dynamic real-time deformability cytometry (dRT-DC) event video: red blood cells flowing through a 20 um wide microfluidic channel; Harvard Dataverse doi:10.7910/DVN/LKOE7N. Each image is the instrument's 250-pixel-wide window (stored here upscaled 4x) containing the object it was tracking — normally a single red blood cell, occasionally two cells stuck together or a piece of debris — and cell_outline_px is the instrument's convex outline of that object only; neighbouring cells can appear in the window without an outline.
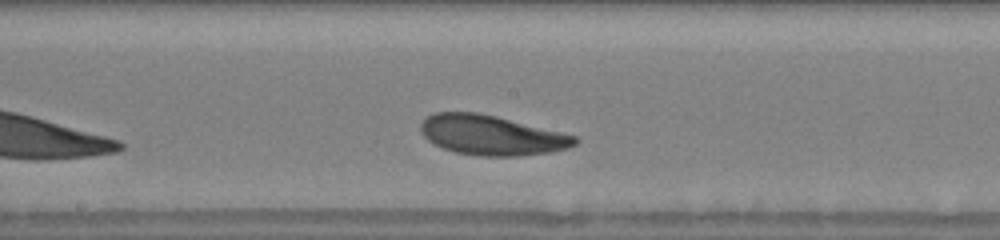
{"species": "human", "species_latin": "Homo sapiens", "temperature_condition": "warm", "stored_images_in_passage": 29, "camera_frame_rate_fps": 3000, "um_per_image_px": 0.085, "donor": {"sex": "male"}, "frame": {"image": 1, "passage_image": 13, "time_ms": 4.0, "image_size_px": [1000, 240], "cell_outline_px": [[580, 140], [576, 144], [568, 148], [548, 152], [520, 156], [480, 156], [456, 152], [444, 148], [428, 140], [420, 132], [420, 124], [428, 116], [436, 112], [476, 112], [496, 116], [576, 136]], "centroid_in_image_um": [41.77, 11.49], "position_along_channel_um": 206.4, "area_um2": 35.49}}